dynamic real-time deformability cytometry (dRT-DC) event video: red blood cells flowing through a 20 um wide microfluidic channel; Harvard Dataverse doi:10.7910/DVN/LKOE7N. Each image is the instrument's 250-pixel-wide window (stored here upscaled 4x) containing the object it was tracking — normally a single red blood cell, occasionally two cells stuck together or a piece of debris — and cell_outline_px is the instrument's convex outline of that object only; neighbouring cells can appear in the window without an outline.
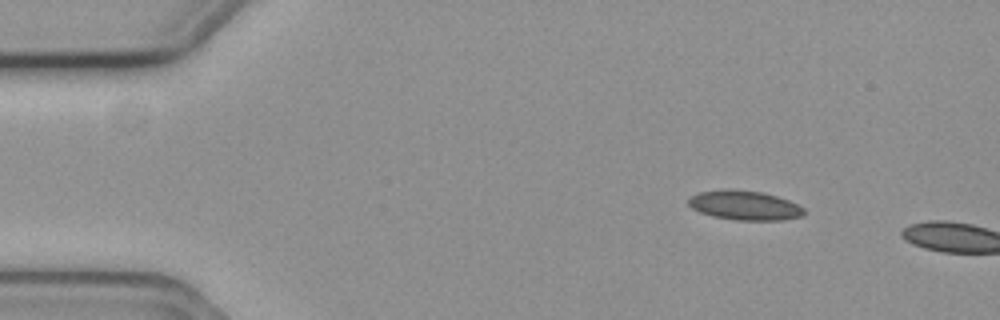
{"species": "common noctule bat (a hibernating species)", "species_latin": "Nyctalus noctula", "temperature_condition": "cold", "stored_images_in_passage": 2, "camera_frame_rate_fps": 3000, "um_per_image_px": 0.085, "animal": {"sex": "female", "body_mass_g": 19.3, "forearm_length_mm": 54.1}, "frame": {"image": 1, "passage_image": 1, "time_ms": 0.0, "image_size_px": [1000, 320], "cell_outline_px": [[808, 212], [804, 216], [784, 220], [736, 220], [712, 216], [700, 212], [692, 208], [688, 204], [688, 200], [692, 196], [700, 192], [728, 188], [732, 188], [760, 192], [776, 196], [788, 200], [804, 208]], "centroid_in_image_um": [63.32, 17.46], "position_along_channel_um": 21.7, "area_um2": 19.94}}